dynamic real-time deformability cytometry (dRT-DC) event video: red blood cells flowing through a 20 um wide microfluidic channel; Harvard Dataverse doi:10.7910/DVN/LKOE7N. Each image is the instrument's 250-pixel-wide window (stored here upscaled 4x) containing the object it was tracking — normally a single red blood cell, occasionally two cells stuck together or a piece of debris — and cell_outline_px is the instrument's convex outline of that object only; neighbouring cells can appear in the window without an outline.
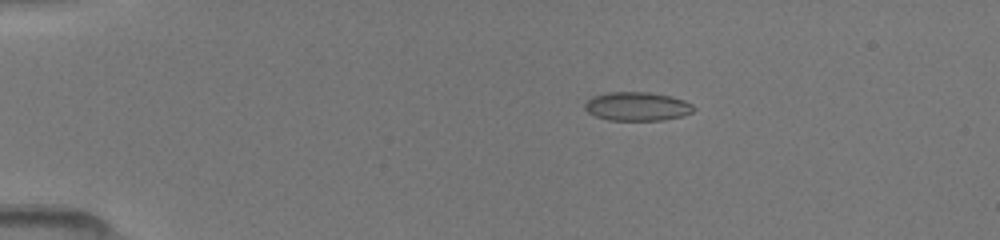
{"species": "common noctule bat (a hibernating species)", "species_latin": "Nyctalus noctula", "temperature_condition": "room temperature", "stored_images_in_passage": 42, "camera_frame_rate_fps": 3000, "um_per_image_px": 0.085, "animal": {"sex": "female", "body_mass_g": 19.5, "forearm_length_mm": 54.1}, "frame": {"image": 1, "passage_image": 2, "time_ms": 0.333, "image_size_px": [1000, 240], "cell_outline_px": [[696, 108], [692, 112], [680, 116], [664, 120], [608, 120], [596, 116], [588, 112], [584, 108], [584, 104], [592, 96], [608, 92], [648, 92], [672, 96], [684, 100], [692, 104]], "centroid_in_image_um": [54.16, 9.04], "position_along_channel_um": 30.8, "area_um2": 18.26}}
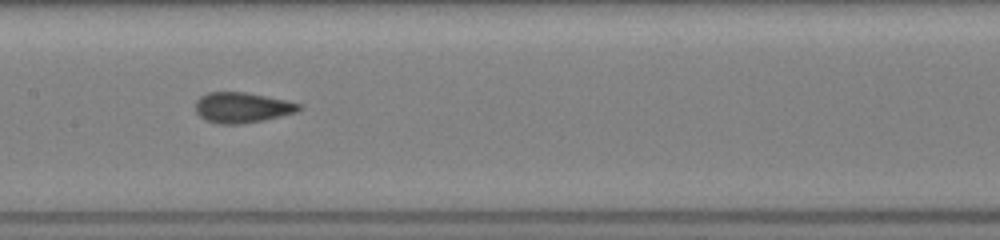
{"frame": {"image": 2, "passage_image": 18, "time_ms": 5.667, "image_size_px": [1000, 240], "cell_outline_px": [[300, 108], [296, 112], [264, 120], [240, 124], [216, 124], [204, 120], [196, 112], [196, 100], [200, 96], [208, 92], [244, 92], [284, 100], [300, 104]], "centroid_in_image_um": [20.51, 9.15], "position_along_channel_um": 186.9, "area_um2": 18.21}}
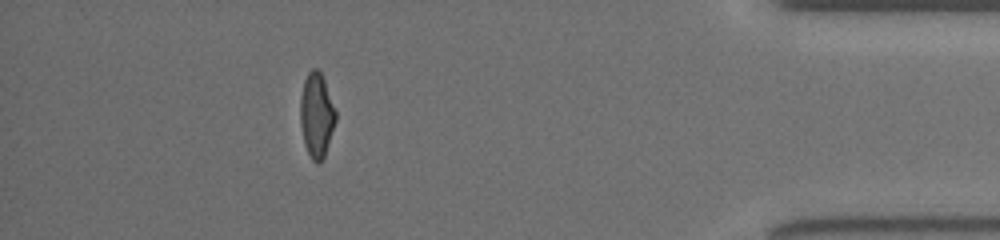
{"frame": {"image": 3, "passage_image": 37, "time_ms": 12.0, "image_size_px": [1000, 240], "cell_outline_px": [[336, 120], [324, 156], [320, 164], [316, 164], [312, 160], [304, 144], [300, 124], [300, 96], [304, 80], [308, 72], [312, 68], [316, 68], [320, 72], [324, 80], [336, 112]], "centroid_in_image_um": [26.89, 9.8], "position_along_channel_um": 408.3, "area_um2": 17.4}}